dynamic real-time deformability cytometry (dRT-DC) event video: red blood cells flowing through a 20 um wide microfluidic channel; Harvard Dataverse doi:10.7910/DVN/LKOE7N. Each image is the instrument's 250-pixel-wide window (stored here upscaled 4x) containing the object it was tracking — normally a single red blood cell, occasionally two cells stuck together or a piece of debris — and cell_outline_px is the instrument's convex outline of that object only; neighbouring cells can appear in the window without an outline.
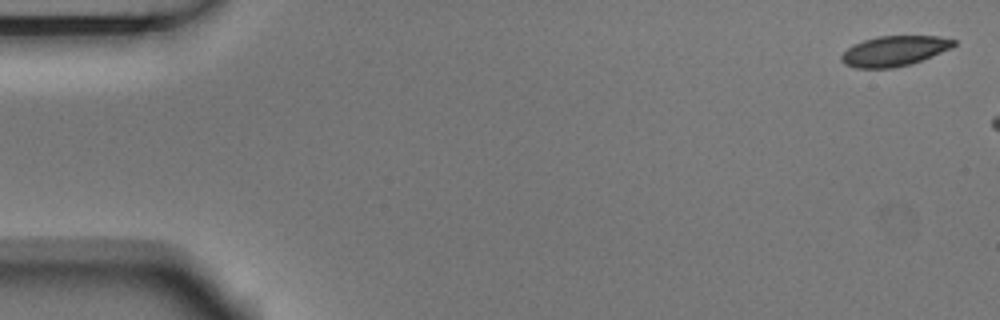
{"species": "Egyptian fruit bat (a non-hibernating species)", "species_latin": "Rousettus aegyptiacus", "temperature_condition": "room temperature", "stored_images_in_passage": 3, "camera_frame_rate_fps": 3000, "um_per_image_px": 0.085, "animal": {"sex": "male"}, "frame": {"image": 1, "passage_image": 1, "time_ms": 0.0, "image_size_px": [1000, 320], "cell_outline_px": [[956, 44], [952, 48], [912, 64], [892, 68], [856, 68], [844, 64], [840, 60], [840, 56], [848, 48], [864, 40], [876, 36], [940, 36], [956, 40]], "centroid_in_image_um": [76.03, 4.34], "position_along_channel_um": 9.0, "area_um2": 19.83}}